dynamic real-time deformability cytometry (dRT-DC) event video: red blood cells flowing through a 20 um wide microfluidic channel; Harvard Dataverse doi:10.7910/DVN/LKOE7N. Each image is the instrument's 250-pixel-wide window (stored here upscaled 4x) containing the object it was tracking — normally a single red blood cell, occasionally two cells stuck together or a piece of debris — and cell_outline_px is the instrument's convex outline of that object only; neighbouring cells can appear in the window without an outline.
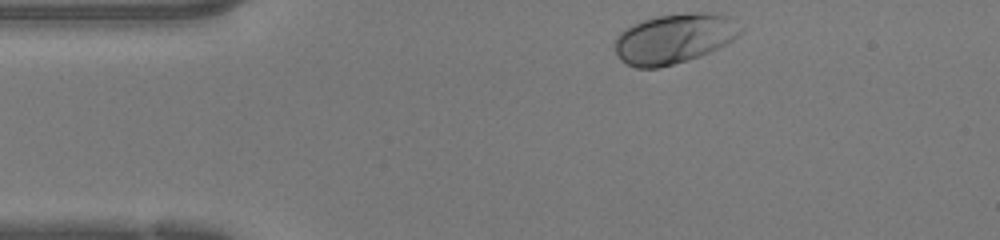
{"species": "human", "species_latin": "Homo sapiens", "temperature_condition": "warm", "stored_images_in_passage": 34, "camera_frame_rate_fps": 3000, "um_per_image_px": 0.085, "donor": {"sex": "female"}, "frame": {"image": 1, "passage_image": 1, "time_ms": 0.0, "image_size_px": [1000, 240], "cell_outline_px": [[744, 32], [728, 44], [700, 56], [688, 60], [660, 68], [636, 68], [620, 60], [616, 52], [616, 36], [624, 28], [632, 24], [656, 16], [688, 12], [720, 12], [728, 16], [744, 28]], "centroid_in_image_um": [57.36, 3.26], "position_along_channel_um": 27.6, "area_um2": 37.11}}
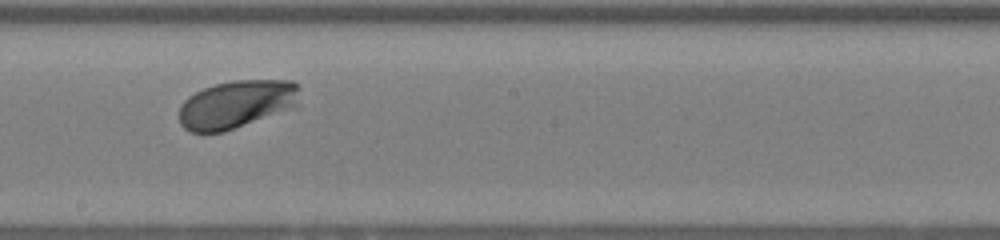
{"frame": {"image": 2, "passage_image": 19, "time_ms": 6.0, "image_size_px": [1000, 240], "cell_outline_px": [[296, 108], [224, 132], [188, 132], [180, 124], [180, 104], [188, 96], [204, 88], [216, 84], [232, 80], [292, 80], [296, 84]], "centroid_in_image_um": [20.07, 8.88], "position_along_channel_um": 228.1, "area_um2": 33.76}}
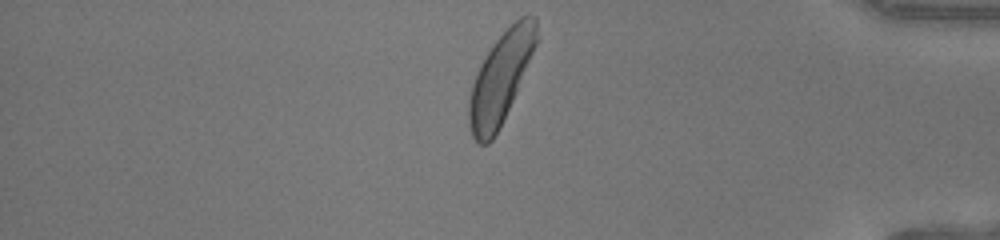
{"frame": {"image": 3, "passage_image": 33, "time_ms": 10.667, "image_size_px": [1000, 240], "cell_outline_px": [[536, 44], [516, 92], [492, 140], [488, 144], [480, 144], [472, 136], [468, 124], [468, 100], [472, 84], [476, 72], [484, 56], [496, 40], [520, 16], [536, 16]], "centroid_in_image_um": [42.5, 6.64], "position_along_channel_um": 392.7, "area_um2": 34.74}, "authors_computed_cell_mechanics": {"area_um2": 33.6396, "velocity_mm_per_s": 4.2047, "shape_relaxation_time_tau1_ms": 1.0499, "shape_relaxation_time_tau2_ms": null, "deformation_change_tau1": 0.1012, "deformation_change_tau2": null}}